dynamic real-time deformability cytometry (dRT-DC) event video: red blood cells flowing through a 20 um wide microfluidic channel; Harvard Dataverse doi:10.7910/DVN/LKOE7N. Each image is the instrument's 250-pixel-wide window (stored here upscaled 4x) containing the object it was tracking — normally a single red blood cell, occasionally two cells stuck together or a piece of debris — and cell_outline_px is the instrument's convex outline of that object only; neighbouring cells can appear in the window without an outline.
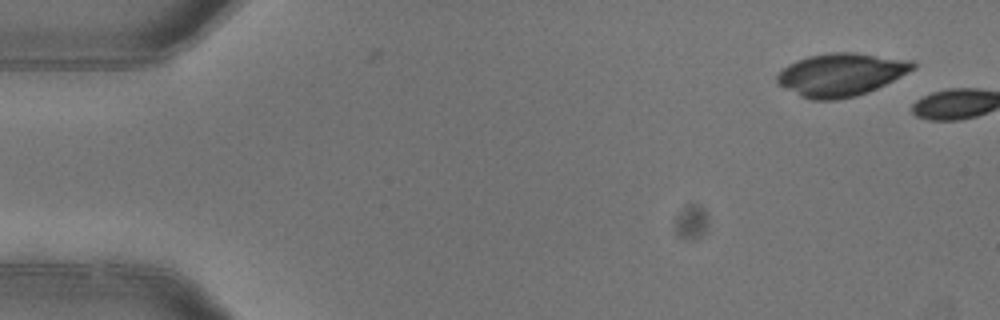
{"species": "common noctule bat (a hibernating species)", "species_latin": "Nyctalus noctula", "temperature_condition": "warm", "stored_images_in_passage": 2, "camera_frame_rate_fps": 3000, "um_per_image_px": 0.085, "animal": {"sex": "female"}, "frame": {"image": 1, "passage_image": 1, "time_ms": 0.0, "image_size_px": [1000, 320], "cell_outline_px": [[916, 68], [868, 92], [856, 96], [836, 100], [812, 100], [800, 96], [776, 84], [776, 76], [788, 64], [796, 60], [808, 56], [832, 52], [856, 52], [912, 60], [916, 64]], "centroid_in_image_um": [71.46, 6.34], "position_along_channel_um": 13.5, "area_um2": 33.99}}